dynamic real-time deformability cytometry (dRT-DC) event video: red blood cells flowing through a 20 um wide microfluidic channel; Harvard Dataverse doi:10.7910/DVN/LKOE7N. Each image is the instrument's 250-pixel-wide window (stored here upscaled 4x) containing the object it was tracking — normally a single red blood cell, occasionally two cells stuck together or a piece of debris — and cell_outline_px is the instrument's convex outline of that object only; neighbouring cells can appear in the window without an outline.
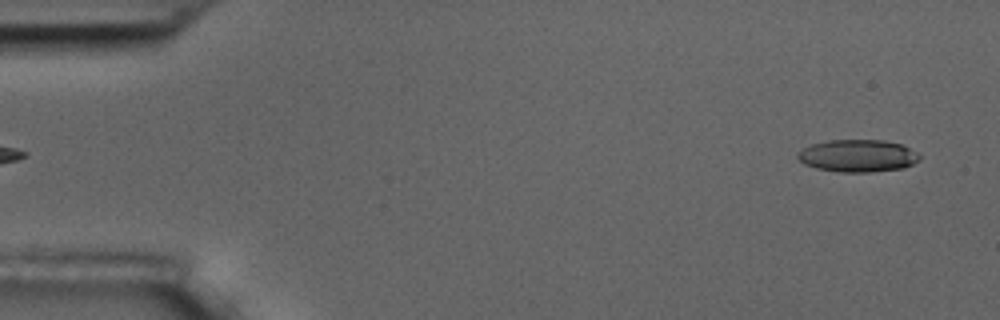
{"species": "common noctule bat (a hibernating species)", "species_latin": "Nyctalus noctula", "temperature_condition": "room temperature", "stored_images_in_passage": 5, "segment_of_instrument_passage": [2, 2], "camera_frame_rate_fps": 3000, "um_per_image_px": 0.085, "animal": {"sex": "male", "body_mass_g": 17.5, "forearm_length_mm": 52.3}, "frame": {"image": 1, "passage_image": 5, "time_ms": 5.667, "image_size_px": [1000, 320], "cell_outline_px": [[920, 160], [904, 168], [872, 172], [840, 172], [816, 168], [804, 164], [796, 156], [804, 148], [812, 144], [828, 140], [884, 140], [900, 144], [916, 152], [920, 156]], "centroid_in_image_um": [72.92, 13.25], "position_along_channel_um": 12.1, "area_um2": 22.89}}